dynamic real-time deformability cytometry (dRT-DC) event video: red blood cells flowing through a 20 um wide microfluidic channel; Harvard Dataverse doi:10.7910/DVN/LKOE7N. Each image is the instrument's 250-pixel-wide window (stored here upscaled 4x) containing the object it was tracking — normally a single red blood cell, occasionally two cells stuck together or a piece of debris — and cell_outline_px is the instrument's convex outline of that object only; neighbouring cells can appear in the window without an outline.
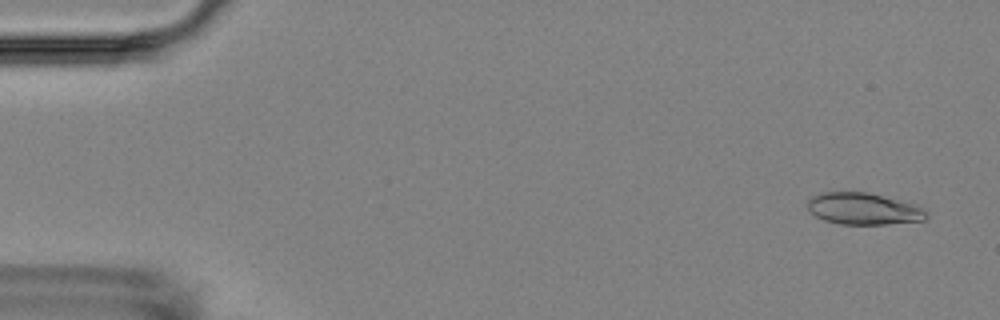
{"species": "Egyptian fruit bat (a non-hibernating species)", "species_latin": "Rousettus aegyptiacus", "temperature_condition": "room temperature", "stored_images_in_passage": 6, "camera_frame_rate_fps": 3000, "um_per_image_px": 0.085, "animal": {"sex": "female"}, "frame": {"image": 1, "passage_image": 1, "time_ms": 0.0, "image_size_px": [1000, 320], "cell_outline_px": [[928, 216], [924, 220], [888, 224], [840, 224], [824, 220], [808, 212], [808, 196], [824, 192], [868, 192], [912, 204], [928, 212]], "centroid_in_image_um": [73.33, 17.74], "position_along_channel_um": 11.7, "area_um2": 21.91}}